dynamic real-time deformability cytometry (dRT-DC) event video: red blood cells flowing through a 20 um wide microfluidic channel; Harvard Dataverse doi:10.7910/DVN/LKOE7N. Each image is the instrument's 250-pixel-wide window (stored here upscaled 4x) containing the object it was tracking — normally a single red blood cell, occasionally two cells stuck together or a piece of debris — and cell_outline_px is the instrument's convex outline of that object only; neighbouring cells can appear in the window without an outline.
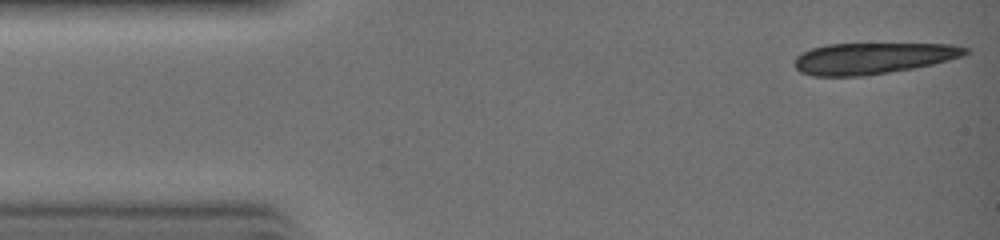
{"species": "common noctule bat (a hibernating species)", "species_latin": "Nyctalus noctula", "temperature_condition": "warm", "stored_images_in_passage": 8, "camera_frame_rate_fps": 3000, "um_per_image_px": 0.085, "animal": {"sex": "female", "body_mass_g": 19.0, "forearm_length_mm": 51.5}, "frame": {"image": 1, "passage_image": 1, "time_ms": 0.0, "image_size_px": [1000, 240], "cell_outline_px": [[968, 52], [964, 56], [932, 64], [912, 68], [864, 76], [812, 76], [800, 72], [796, 68], [796, 56], [812, 48], [828, 44], [952, 44], [968, 48]], "centroid_in_image_um": [74.19, 4.95], "position_along_channel_um": 10.8, "area_um2": 30.87}}